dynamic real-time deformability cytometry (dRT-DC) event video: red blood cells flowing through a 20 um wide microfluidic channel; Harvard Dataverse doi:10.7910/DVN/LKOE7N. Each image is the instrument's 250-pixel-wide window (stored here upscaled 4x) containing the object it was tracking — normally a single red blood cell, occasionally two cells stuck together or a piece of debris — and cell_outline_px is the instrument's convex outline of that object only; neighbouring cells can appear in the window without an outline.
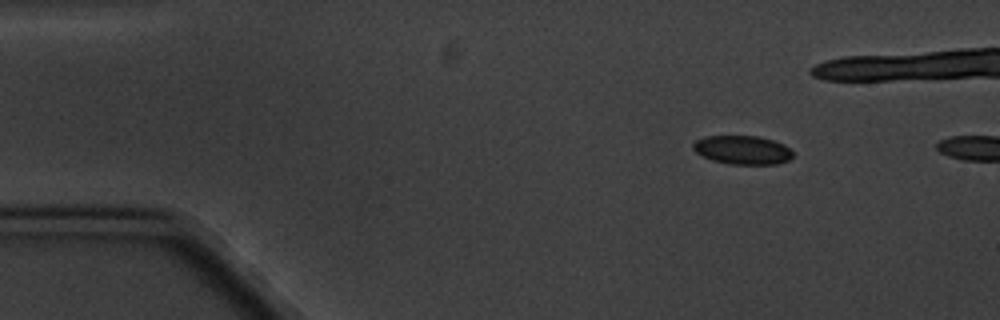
{"species": "common noctule bat (a hibernating species)", "species_latin": "Nyctalus noctula", "temperature_condition": "cold", "stored_images_in_passage": 3, "camera_frame_rate_fps": 3000, "um_per_image_px": 0.085, "animal": {"sex": "male", "body_mass_g": 20.1, "forearm_length_mm": 53.5}, "frame": {"image": 1, "passage_image": 2, "time_ms": 1.333, "image_size_px": [1000, 320], "cell_outline_px": [[792, 156], [788, 160], [776, 164], [728, 164], [712, 160], [696, 152], [692, 148], [692, 144], [696, 140], [704, 136], [756, 136], [772, 140], [784, 144], [792, 152]], "centroid_in_image_um": [63.08, 12.74], "position_along_channel_um": 21.9, "area_um2": 16.59}}